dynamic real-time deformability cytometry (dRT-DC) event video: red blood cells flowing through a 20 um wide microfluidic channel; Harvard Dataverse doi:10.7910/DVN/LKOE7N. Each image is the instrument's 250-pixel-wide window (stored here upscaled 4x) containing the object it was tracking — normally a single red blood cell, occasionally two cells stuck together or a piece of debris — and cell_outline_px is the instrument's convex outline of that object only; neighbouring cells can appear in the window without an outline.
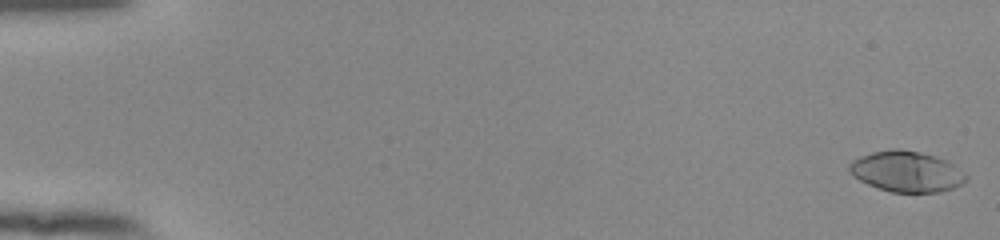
{"species": "human", "species_latin": "Homo sapiens", "temperature_condition": "room temperature", "stored_images_in_passage": 55, "camera_frame_rate_fps": 3000, "um_per_image_px": 0.085, "donor": {"sex": "female"}, "frame": {"image": 1, "passage_image": 1, "time_ms": 0.0, "image_size_px": [1000, 240], "cell_outline_px": [[968, 180], [952, 188], [936, 192], [892, 192], [868, 184], [852, 176], [848, 172], [848, 164], [852, 160], [860, 156], [872, 152], [892, 148], [900, 148], [920, 152], [936, 156], [952, 164], [968, 176]], "centroid_in_image_um": [77.01, 14.56], "position_along_channel_um": 8.0, "area_um2": 27.69}}
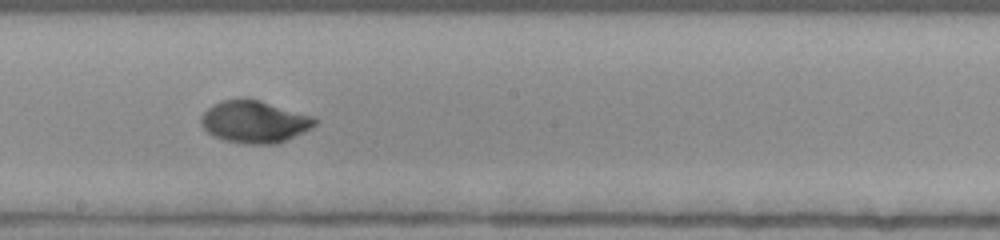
{"frame": {"image": 2, "passage_image": 32, "time_ms": 10.333, "image_size_px": [1000, 240], "cell_outline_px": [[320, 120], [316, 124], [276, 144], [244, 144], [224, 140], [212, 136], [200, 124], [200, 116], [212, 104], [220, 100], [240, 96], [248, 96], [316, 116]], "centroid_in_image_um": [21.59, 10.29], "position_along_channel_um": 226.6, "area_um2": 28.67}}
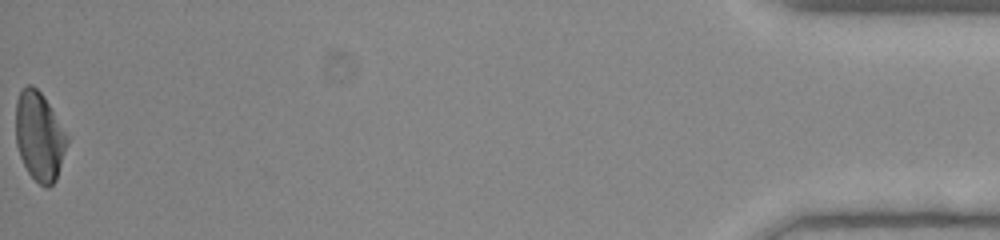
{"frame": {"image": 3, "passage_image": 55, "time_ms": 18.0, "image_size_px": [1000, 240], "cell_outline_px": [[68, 144], [56, 180], [48, 188], [44, 188], [28, 172], [20, 156], [16, 144], [16, 100], [20, 88], [28, 84], [32, 84], [44, 96], [68, 136]], "centroid_in_image_um": [3.34, 11.57], "position_along_channel_um": 431.9, "area_um2": 26.7}, "authors_computed_cell_mechanics": {"area_um2": 26.877, "velocity_mm_per_s": 3.8664, "shape_relaxation_time_tau1_ms": 3.5479, "shape_relaxation_time_tau2_ms": 0.854, "deformation_change_tau1": 0.1887, "deformation_change_tau2": 0.0287}}